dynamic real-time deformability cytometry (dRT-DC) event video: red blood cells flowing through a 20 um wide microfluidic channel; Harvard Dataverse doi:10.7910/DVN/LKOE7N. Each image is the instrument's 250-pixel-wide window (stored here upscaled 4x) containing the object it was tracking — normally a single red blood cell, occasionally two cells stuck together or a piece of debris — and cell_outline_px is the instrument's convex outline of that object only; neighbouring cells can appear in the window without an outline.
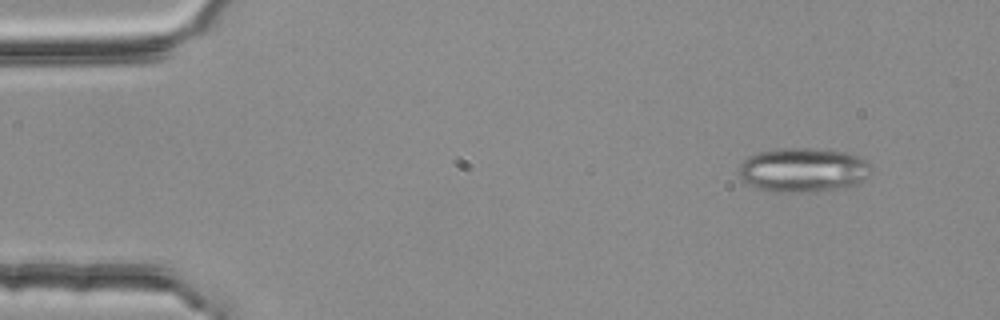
{"species": "common noctule bat (a hibernating species)", "species_latin": "Nyctalus noctula", "temperature_condition": "room temperature", "stored_images_in_passage": 4, "segment_of_instrument_passage": [1, 2], "camera_frame_rate_fps": 3000, "um_per_image_px": 0.085, "animal": {"sex": "female", "body_mass_g": 25.1}, "frame": {"image": 1, "passage_image": 1, "time_ms": 0.0, "image_size_px": [1000, 320], "cell_outline_px": [[868, 176], [864, 180], [856, 184], [816, 192], [772, 192], [748, 184], [740, 176], [740, 164], [748, 156], [760, 152], [776, 148], [808, 148], [844, 152], [856, 156], [864, 160], [868, 164]], "centroid_in_image_um": [68.22, 14.45], "position_along_channel_um": 16.8, "area_um2": 33.7}}